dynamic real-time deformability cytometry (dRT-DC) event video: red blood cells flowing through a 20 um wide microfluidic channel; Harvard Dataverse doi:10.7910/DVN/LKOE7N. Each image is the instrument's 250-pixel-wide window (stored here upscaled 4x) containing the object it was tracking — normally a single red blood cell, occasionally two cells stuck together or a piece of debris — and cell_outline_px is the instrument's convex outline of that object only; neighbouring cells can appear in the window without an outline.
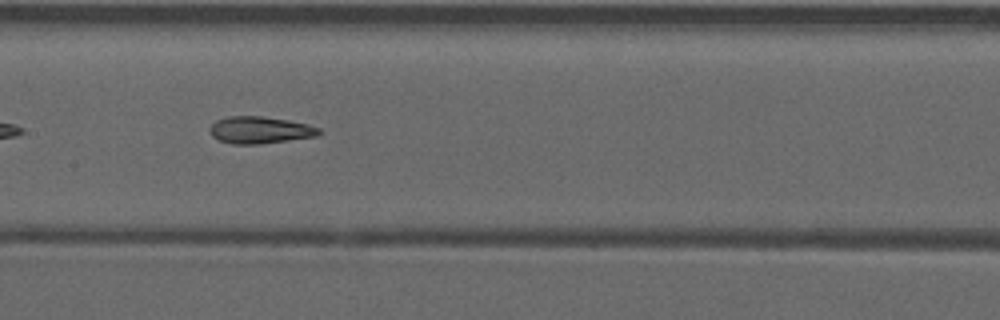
{"species": "common noctule bat (a hibernating species)", "species_latin": "Nyctalus noctula", "temperature_condition": "warm", "stored_images_in_passage": 37, "camera_frame_rate_fps": 3000, "um_per_image_px": 0.085, "animal": {"sex": "male", "forearm_length_mm": 52.5}, "frame": {"image": 1, "passage_image": 11, "time_ms": 3.333, "image_size_px": [1000, 320], "cell_outline_px": [[320, 132], [316, 136], [260, 144], [232, 144], [220, 140], [212, 136], [208, 128], [216, 120], [228, 116], [260, 116], [288, 120], [308, 124], [320, 128]], "centroid_in_image_um": [22.07, 11.05], "position_along_channel_um": 185.3, "area_um2": 17.11}, "authors_computed_cell_mechanics": {"area_um2": 17.1088, "velocity_mm_per_s": 3.9679, "shape_relaxation_time_tau1_ms": null, "shape_relaxation_time_tau2_ms": 2.2423, "deformation_change_tau1": null, "deformation_change_tau2": 0.1023}}